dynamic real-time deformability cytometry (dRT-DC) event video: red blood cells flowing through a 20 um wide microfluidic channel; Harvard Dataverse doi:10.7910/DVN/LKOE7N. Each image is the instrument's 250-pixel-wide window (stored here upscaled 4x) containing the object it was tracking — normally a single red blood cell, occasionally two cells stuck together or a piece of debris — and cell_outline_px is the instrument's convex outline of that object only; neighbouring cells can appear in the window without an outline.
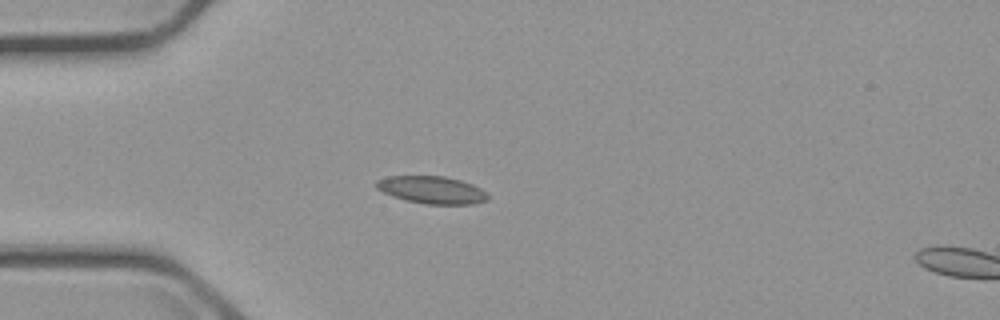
{"species": "common noctule bat (a hibernating species)", "species_latin": "Nyctalus noctula", "temperature_condition": "cold", "stored_images_in_passage": 4, "camera_frame_rate_fps": 3000, "um_per_image_px": 0.085, "animal": {"sex": "male", "body_mass_g": 23.1, "forearm_length_mm": 52.7}, "frame": {"image": 1, "passage_image": 3, "time_ms": 2.333, "image_size_px": [1000, 320], "cell_outline_px": [[488, 200], [476, 204], [424, 204], [404, 200], [392, 196], [376, 188], [376, 180], [388, 176], [444, 176], [460, 180], [472, 184], [480, 188], [488, 196]], "centroid_in_image_um": [36.7, 16.15], "position_along_channel_um": 48.3, "area_um2": 17.86}}